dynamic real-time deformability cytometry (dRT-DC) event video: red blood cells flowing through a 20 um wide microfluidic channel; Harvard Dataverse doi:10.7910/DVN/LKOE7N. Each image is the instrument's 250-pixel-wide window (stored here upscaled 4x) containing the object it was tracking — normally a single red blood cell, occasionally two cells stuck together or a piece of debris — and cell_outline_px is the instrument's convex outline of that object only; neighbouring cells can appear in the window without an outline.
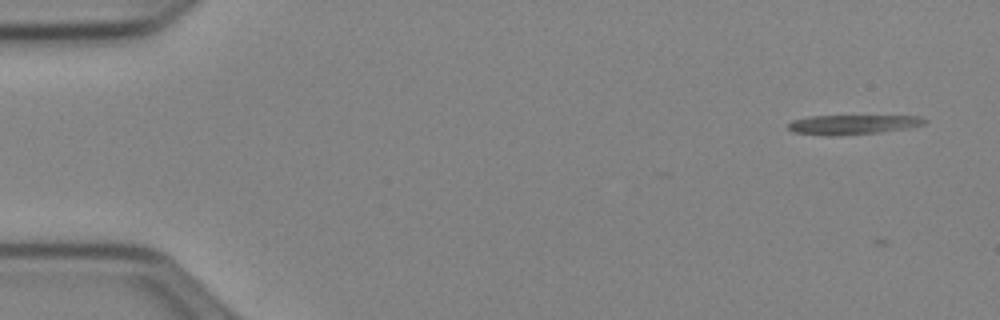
{"species": "Egyptian fruit bat (a non-hibernating species)", "species_latin": "Rousettus aegyptiacus", "temperature_condition": "cold", "stored_images_in_passage": 9, "camera_frame_rate_fps": 3000, "um_per_image_px": 0.085, "animal": {"sex": "female"}, "frame": {"image": 1, "passage_image": 3, "time_ms": 0.667, "image_size_px": [1000, 320], "cell_outline_px": [[928, 120], [924, 124], [908, 128], [880, 132], [832, 136], [828, 136], [792, 132], [788, 128], [788, 124], [792, 120], [808, 116], [920, 116]], "centroid_in_image_um": [72.45, 10.59], "position_along_channel_um": 12.5, "area_um2": 15.55}}